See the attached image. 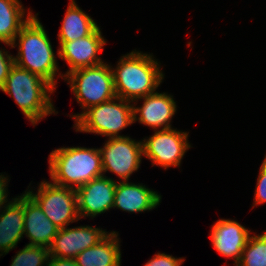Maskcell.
I'll return each instance as SVG.
<instances>
[{"instance_id":"cell-1","label":"cell","mask_w":266,"mask_h":266,"mask_svg":"<svg viewBox=\"0 0 266 266\" xmlns=\"http://www.w3.org/2000/svg\"><path fill=\"white\" fill-rule=\"evenodd\" d=\"M111 69L116 96L130 102L156 92L165 75L153 55L136 50L123 55Z\"/></svg>"},{"instance_id":"cell-2","label":"cell","mask_w":266,"mask_h":266,"mask_svg":"<svg viewBox=\"0 0 266 266\" xmlns=\"http://www.w3.org/2000/svg\"><path fill=\"white\" fill-rule=\"evenodd\" d=\"M34 14L21 28L15 37L11 48L18 44V55L14 56V63L31 73L39 75L49 82L55 89L56 74L59 72L55 53L42 23ZM18 38V39H17ZM16 40H18L16 44Z\"/></svg>"},{"instance_id":"cell-3","label":"cell","mask_w":266,"mask_h":266,"mask_svg":"<svg viewBox=\"0 0 266 266\" xmlns=\"http://www.w3.org/2000/svg\"><path fill=\"white\" fill-rule=\"evenodd\" d=\"M56 89L39 75L14 64L9 72L4 93L11 96L26 118L35 126L49 114L58 113L50 94Z\"/></svg>"},{"instance_id":"cell-4","label":"cell","mask_w":266,"mask_h":266,"mask_svg":"<svg viewBox=\"0 0 266 266\" xmlns=\"http://www.w3.org/2000/svg\"><path fill=\"white\" fill-rule=\"evenodd\" d=\"M49 173L54 184L76 190L103 175L101 153L98 148H57L49 155Z\"/></svg>"},{"instance_id":"cell-5","label":"cell","mask_w":266,"mask_h":266,"mask_svg":"<svg viewBox=\"0 0 266 266\" xmlns=\"http://www.w3.org/2000/svg\"><path fill=\"white\" fill-rule=\"evenodd\" d=\"M118 102V103H117ZM120 97L90 107L89 109L74 114V127L77 132L95 133L109 138L126 137L119 132L134 123L133 107Z\"/></svg>"},{"instance_id":"cell-6","label":"cell","mask_w":266,"mask_h":266,"mask_svg":"<svg viewBox=\"0 0 266 266\" xmlns=\"http://www.w3.org/2000/svg\"><path fill=\"white\" fill-rule=\"evenodd\" d=\"M63 80L69 84L83 112L116 97L112 69L107 63L73 70Z\"/></svg>"},{"instance_id":"cell-7","label":"cell","mask_w":266,"mask_h":266,"mask_svg":"<svg viewBox=\"0 0 266 266\" xmlns=\"http://www.w3.org/2000/svg\"><path fill=\"white\" fill-rule=\"evenodd\" d=\"M37 190L38 192L35 194L30 189L26 192L39 204L47 218L59 229L80 220L75 189L43 180Z\"/></svg>"},{"instance_id":"cell-8","label":"cell","mask_w":266,"mask_h":266,"mask_svg":"<svg viewBox=\"0 0 266 266\" xmlns=\"http://www.w3.org/2000/svg\"><path fill=\"white\" fill-rule=\"evenodd\" d=\"M143 156L165 170L169 167H180V163L191 148L188 143V132L176 129L154 130L148 139L142 140Z\"/></svg>"},{"instance_id":"cell-9","label":"cell","mask_w":266,"mask_h":266,"mask_svg":"<svg viewBox=\"0 0 266 266\" xmlns=\"http://www.w3.org/2000/svg\"><path fill=\"white\" fill-rule=\"evenodd\" d=\"M101 153L103 175L110 171L124 181H129L131 174L137 171L143 156L142 141L130 137L108 138Z\"/></svg>"},{"instance_id":"cell-10","label":"cell","mask_w":266,"mask_h":266,"mask_svg":"<svg viewBox=\"0 0 266 266\" xmlns=\"http://www.w3.org/2000/svg\"><path fill=\"white\" fill-rule=\"evenodd\" d=\"M59 44L60 49H58L57 55L66 61L70 69L65 74L60 73L59 76L62 79L73 70L104 63L97 55L103 51L102 47L106 44V39L102 36L99 26L86 37Z\"/></svg>"},{"instance_id":"cell-11","label":"cell","mask_w":266,"mask_h":266,"mask_svg":"<svg viewBox=\"0 0 266 266\" xmlns=\"http://www.w3.org/2000/svg\"><path fill=\"white\" fill-rule=\"evenodd\" d=\"M116 184L114 179L102 175L76 189L79 218L93 219L112 209Z\"/></svg>"},{"instance_id":"cell-12","label":"cell","mask_w":266,"mask_h":266,"mask_svg":"<svg viewBox=\"0 0 266 266\" xmlns=\"http://www.w3.org/2000/svg\"><path fill=\"white\" fill-rule=\"evenodd\" d=\"M108 232L91 226L64 227L58 230L52 245L50 256L75 259L85 249L96 245Z\"/></svg>"},{"instance_id":"cell-13","label":"cell","mask_w":266,"mask_h":266,"mask_svg":"<svg viewBox=\"0 0 266 266\" xmlns=\"http://www.w3.org/2000/svg\"><path fill=\"white\" fill-rule=\"evenodd\" d=\"M211 228L209 236L214 249L220 255L234 259V265H237L251 231L239 222L229 219L217 220Z\"/></svg>"},{"instance_id":"cell-14","label":"cell","mask_w":266,"mask_h":266,"mask_svg":"<svg viewBox=\"0 0 266 266\" xmlns=\"http://www.w3.org/2000/svg\"><path fill=\"white\" fill-rule=\"evenodd\" d=\"M141 99L144 100L142 106L133 107L134 123L138 120L153 130L172 128L171 119L177 110L173 96L164 92H154Z\"/></svg>"},{"instance_id":"cell-15","label":"cell","mask_w":266,"mask_h":266,"mask_svg":"<svg viewBox=\"0 0 266 266\" xmlns=\"http://www.w3.org/2000/svg\"><path fill=\"white\" fill-rule=\"evenodd\" d=\"M59 228L47 218L39 204L25 191L24 193V235L27 245L50 247Z\"/></svg>"},{"instance_id":"cell-16","label":"cell","mask_w":266,"mask_h":266,"mask_svg":"<svg viewBox=\"0 0 266 266\" xmlns=\"http://www.w3.org/2000/svg\"><path fill=\"white\" fill-rule=\"evenodd\" d=\"M161 195L143 184L117 182L112 208L138 213L156 208L161 202Z\"/></svg>"},{"instance_id":"cell-17","label":"cell","mask_w":266,"mask_h":266,"mask_svg":"<svg viewBox=\"0 0 266 266\" xmlns=\"http://www.w3.org/2000/svg\"><path fill=\"white\" fill-rule=\"evenodd\" d=\"M0 256L17 246L24 235V194L12 198L0 211Z\"/></svg>"},{"instance_id":"cell-18","label":"cell","mask_w":266,"mask_h":266,"mask_svg":"<svg viewBox=\"0 0 266 266\" xmlns=\"http://www.w3.org/2000/svg\"><path fill=\"white\" fill-rule=\"evenodd\" d=\"M118 232L108 233L96 245L80 252L75 260L78 266H120L121 251Z\"/></svg>"},{"instance_id":"cell-19","label":"cell","mask_w":266,"mask_h":266,"mask_svg":"<svg viewBox=\"0 0 266 266\" xmlns=\"http://www.w3.org/2000/svg\"><path fill=\"white\" fill-rule=\"evenodd\" d=\"M25 9L19 0H0V41L8 46L15 42L21 28L34 15L31 11L25 17Z\"/></svg>"},{"instance_id":"cell-20","label":"cell","mask_w":266,"mask_h":266,"mask_svg":"<svg viewBox=\"0 0 266 266\" xmlns=\"http://www.w3.org/2000/svg\"><path fill=\"white\" fill-rule=\"evenodd\" d=\"M98 25L74 0H70L60 28L59 42H70L90 35Z\"/></svg>"},{"instance_id":"cell-21","label":"cell","mask_w":266,"mask_h":266,"mask_svg":"<svg viewBox=\"0 0 266 266\" xmlns=\"http://www.w3.org/2000/svg\"><path fill=\"white\" fill-rule=\"evenodd\" d=\"M235 266H266V232L249 237L241 259Z\"/></svg>"},{"instance_id":"cell-22","label":"cell","mask_w":266,"mask_h":266,"mask_svg":"<svg viewBox=\"0 0 266 266\" xmlns=\"http://www.w3.org/2000/svg\"><path fill=\"white\" fill-rule=\"evenodd\" d=\"M50 257L46 246L25 245L12 259L10 266H45Z\"/></svg>"},{"instance_id":"cell-23","label":"cell","mask_w":266,"mask_h":266,"mask_svg":"<svg viewBox=\"0 0 266 266\" xmlns=\"http://www.w3.org/2000/svg\"><path fill=\"white\" fill-rule=\"evenodd\" d=\"M266 202V156L261 164L252 207Z\"/></svg>"},{"instance_id":"cell-24","label":"cell","mask_w":266,"mask_h":266,"mask_svg":"<svg viewBox=\"0 0 266 266\" xmlns=\"http://www.w3.org/2000/svg\"><path fill=\"white\" fill-rule=\"evenodd\" d=\"M184 258H175L165 253H157L144 266H181Z\"/></svg>"},{"instance_id":"cell-25","label":"cell","mask_w":266,"mask_h":266,"mask_svg":"<svg viewBox=\"0 0 266 266\" xmlns=\"http://www.w3.org/2000/svg\"><path fill=\"white\" fill-rule=\"evenodd\" d=\"M4 50L0 49V90L4 87L9 72L15 64L13 55Z\"/></svg>"},{"instance_id":"cell-26","label":"cell","mask_w":266,"mask_h":266,"mask_svg":"<svg viewBox=\"0 0 266 266\" xmlns=\"http://www.w3.org/2000/svg\"><path fill=\"white\" fill-rule=\"evenodd\" d=\"M7 180H8V178H6L4 175H2V174L0 175V210H2L1 208H4L3 207L4 205H7L10 203L7 199V197H8V195H7L8 190L6 187V186H8Z\"/></svg>"},{"instance_id":"cell-27","label":"cell","mask_w":266,"mask_h":266,"mask_svg":"<svg viewBox=\"0 0 266 266\" xmlns=\"http://www.w3.org/2000/svg\"><path fill=\"white\" fill-rule=\"evenodd\" d=\"M46 266H78L75 259L50 256Z\"/></svg>"}]
</instances>
